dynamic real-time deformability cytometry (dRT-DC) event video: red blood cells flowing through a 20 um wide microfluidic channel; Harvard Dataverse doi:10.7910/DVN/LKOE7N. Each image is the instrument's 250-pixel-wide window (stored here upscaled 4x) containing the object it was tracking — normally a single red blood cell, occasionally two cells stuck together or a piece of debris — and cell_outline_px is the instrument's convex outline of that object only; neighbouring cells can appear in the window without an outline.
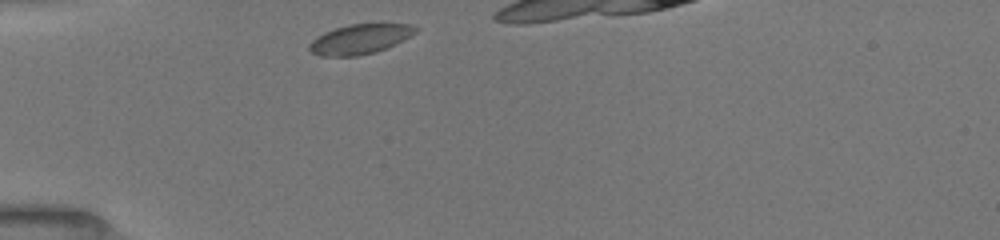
{"species": "common noctule bat (a hibernating species)", "species_latin": "Nyctalus noctula", "temperature_condition": "room temperature", "stored_images_in_passage": 28, "camera_frame_rate_fps": 3000, "um_per_image_px": 0.085, "animal": {"sex": "female", "body_mass_g": 19.5, "forearm_length_mm": 54.1}, "frame": {"image": 1, "passage_image": 1, "time_ms": 0.0, "image_size_px": [1000, 240], "cell_outline_px": [[420, 28], [416, 32], [396, 44], [376, 52], [360, 56], [320, 56], [312, 52], [308, 48], [308, 44], [312, 40], [324, 32], [348, 24], [412, 24]], "centroid_in_image_um": [30.6, 3.33], "position_along_channel_um": 54.4, "area_um2": 18.5}}
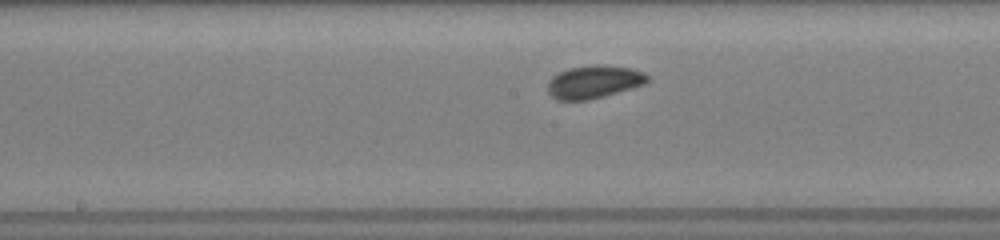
{"frame": {"image": 2, "passage_image": 13, "time_ms": 4.0, "image_size_px": [1000, 240], "cell_outline_px": [[652, 80], [644, 84], [632, 88], [604, 96], [588, 100], [556, 100], [548, 92], [548, 80], [552, 76], [560, 72], [572, 68], [596, 64], [604, 64], [632, 68], [644, 72], [652, 76]], "centroid_in_image_um": [50.54, 6.95], "position_along_channel_um": 197.7, "area_um2": 19.36}}
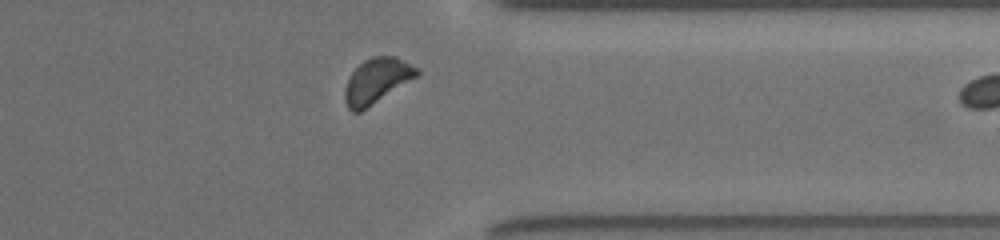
{"frame": {"image": 3, "passage_image": 27, "time_ms": 8.667, "image_size_px": [1000, 240], "cell_outline_px": [[420, 72], [416, 76], [360, 112], [352, 112], [348, 108], [344, 100], [344, 88], [352, 72], [364, 60], [372, 56], [396, 56], [416, 68]], "centroid_in_image_um": [31.97, 6.86], "position_along_channel_um": 379.4, "area_um2": 18.44}}